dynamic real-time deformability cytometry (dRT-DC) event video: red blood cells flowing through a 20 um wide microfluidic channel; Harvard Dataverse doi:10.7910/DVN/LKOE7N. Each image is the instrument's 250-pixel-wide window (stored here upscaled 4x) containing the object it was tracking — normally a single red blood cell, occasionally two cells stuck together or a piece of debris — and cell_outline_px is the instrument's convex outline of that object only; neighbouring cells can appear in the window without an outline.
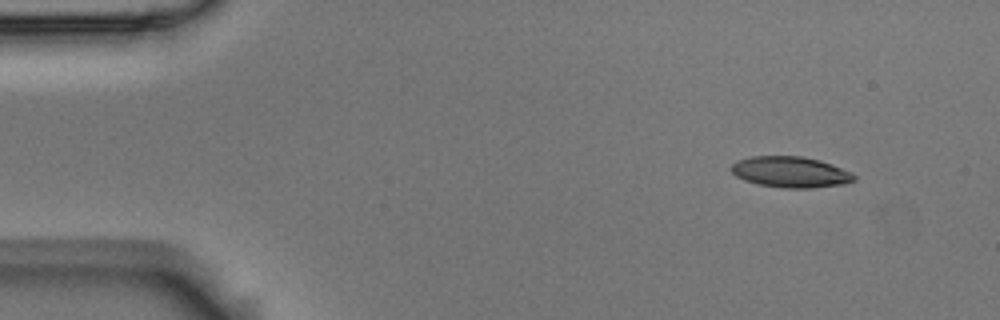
{"species": "Egyptian fruit bat (a non-hibernating species)", "species_latin": "Rousettus aegyptiacus", "temperature_condition": "room temperature", "stored_images_in_passage": 5, "camera_frame_rate_fps": 3000, "um_per_image_px": 0.085, "animal": {"sex": "male"}, "frame": {"image": 1, "passage_image": 1, "time_ms": 0.0, "image_size_px": [1000, 320], "cell_outline_px": [[856, 180], [844, 184], [812, 188], [784, 188], [756, 184], [744, 180], [736, 176], [732, 172], [732, 164], [736, 160], [752, 156], [804, 156], [820, 160], [832, 164], [852, 172], [856, 176]], "centroid_in_image_um": [67.21, 14.62], "position_along_channel_um": 17.8, "area_um2": 22.37}}
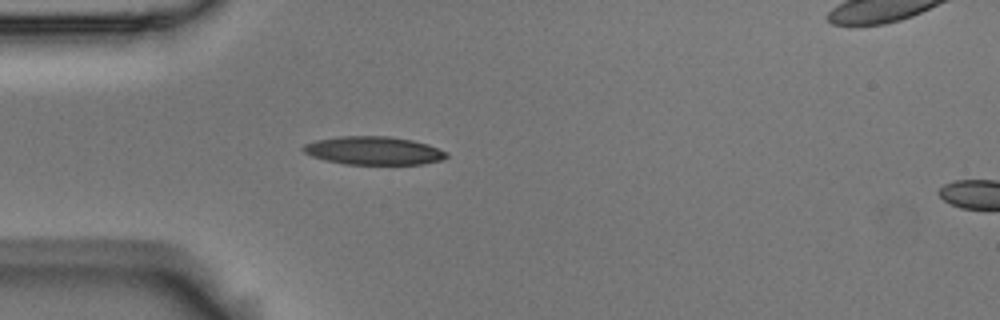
{"frame": {"image": 2, "passage_image": 4, "time_ms": 1.0, "image_size_px": [1000, 320], "cell_outline_px": [[448, 156], [444, 160], [424, 164], [344, 164], [324, 160], [312, 156], [304, 152], [300, 148], [304, 144], [316, 140], [340, 136], [388, 136], [412, 140], [428, 144], [448, 152]], "centroid_in_image_um": [31.77, 12.8], "position_along_channel_um": 53.2, "area_um2": 23.76}}